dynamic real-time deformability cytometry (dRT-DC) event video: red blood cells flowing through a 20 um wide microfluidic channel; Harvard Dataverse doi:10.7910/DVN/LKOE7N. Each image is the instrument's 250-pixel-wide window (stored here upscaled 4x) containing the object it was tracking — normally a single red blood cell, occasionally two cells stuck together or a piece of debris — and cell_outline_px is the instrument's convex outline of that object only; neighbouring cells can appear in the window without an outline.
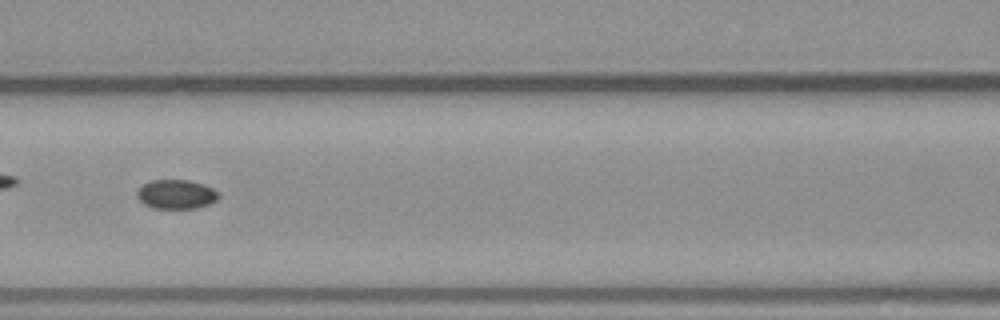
{"species": "common noctule bat (a hibernating species)", "species_latin": "Nyctalus noctula", "temperature_condition": "warm", "stored_images_in_passage": 54, "camera_frame_rate_fps": 3000, "um_per_image_px": 0.085, "animal": {"sex": "male", "body_mass_g": 23.1, "forearm_length_mm": 52.7}, "frame": {"image": 1, "passage_image": 24, "time_ms": 7.667, "image_size_px": [1000, 320], "cell_outline_px": [[220, 196], [216, 200], [208, 204], [196, 208], [152, 208], [144, 204], [136, 196], [136, 192], [144, 184], [152, 180], [188, 180], [204, 184], [212, 188]], "centroid_in_image_um": [14.96, 16.51], "position_along_channel_um": 151.6, "area_um2": 13.76}}
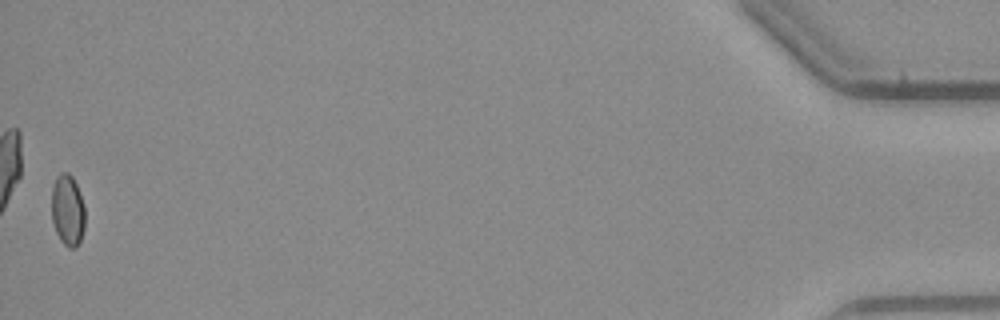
{"frame": {"image": 2, "passage_image": 54, "time_ms": 17.667, "image_size_px": [1000, 320], "cell_outline_px": [[84, 228], [80, 240], [76, 248], [68, 248], [60, 240], [56, 232], [52, 220], [52, 188], [56, 176], [60, 172], [68, 172], [72, 176], [76, 184], [84, 204]], "centroid_in_image_um": [5.74, 17.86], "position_along_channel_um": 429.5, "area_um2": 13.93}, "authors_computed_cell_mechanics": {"area_um2": 14.0165, "velocity_mm_per_s": 3.8159, "shape_relaxation_time_tau1_ms": null, "shape_relaxation_time_tau2_ms": 6.4792, "deformation_change_tau1": null, "deformation_change_tau2": 0.0441}}